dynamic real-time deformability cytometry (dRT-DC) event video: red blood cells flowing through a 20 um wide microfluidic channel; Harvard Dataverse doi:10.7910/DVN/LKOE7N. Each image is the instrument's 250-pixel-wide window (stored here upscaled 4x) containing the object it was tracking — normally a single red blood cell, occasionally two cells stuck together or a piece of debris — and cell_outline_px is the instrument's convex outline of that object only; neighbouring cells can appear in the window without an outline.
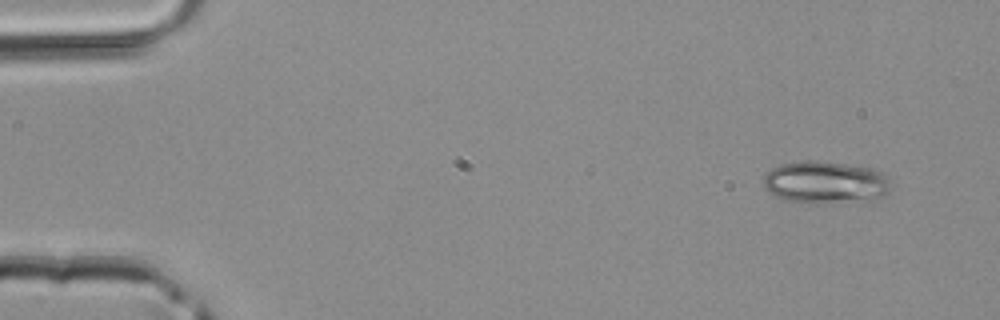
{"species": "common noctule bat (a hibernating species)", "species_latin": "Nyctalus noctula", "temperature_condition": "room temperature", "stored_images_in_passage": 2, "camera_frame_rate_fps": 3000, "um_per_image_px": 0.085, "animal": {"sex": "male", "body_mass_g": 20.4}, "frame": {"image": 1, "passage_image": 2, "time_ms": 0.333, "image_size_px": [1000, 320], "cell_outline_px": [[888, 192], [872, 200], [824, 204], [784, 200], [776, 196], [764, 188], [764, 176], [772, 168], [780, 164], [800, 160], [820, 160], [872, 168], [888, 176]], "centroid_in_image_um": [70.13, 15.49], "position_along_channel_um": 14.9, "area_um2": 31.62}}